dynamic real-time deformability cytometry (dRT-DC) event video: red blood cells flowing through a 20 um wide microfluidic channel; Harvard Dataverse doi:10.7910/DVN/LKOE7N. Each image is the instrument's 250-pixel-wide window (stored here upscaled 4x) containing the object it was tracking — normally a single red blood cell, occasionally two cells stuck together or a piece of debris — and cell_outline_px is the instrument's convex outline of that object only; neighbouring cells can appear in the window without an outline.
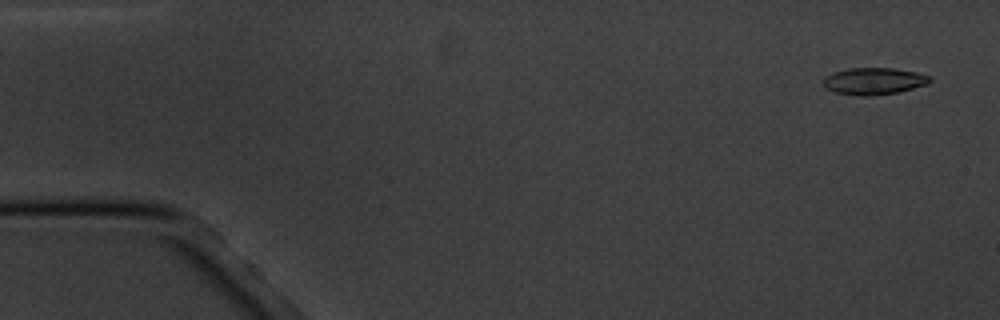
{"species": "common noctule bat (a hibernating species)", "species_latin": "Nyctalus noctula", "temperature_condition": "cold", "stored_images_in_passage": 10, "camera_frame_rate_fps": 3000, "um_per_image_px": 0.085, "animal": {"sex": "male", "body_mass_g": 20.1, "forearm_length_mm": 53.5}, "frame": {"image": 1, "passage_image": 1, "time_ms": 0.0, "image_size_px": [1000, 320], "cell_outline_px": [[932, 80], [928, 84], [896, 92], [868, 96], [860, 96], [836, 92], [824, 88], [824, 76], [832, 72], [848, 68], [892, 68], [916, 72], [932, 76]], "centroid_in_image_um": [74.27, 6.88], "position_along_channel_um": 10.7, "area_um2": 16.7}}
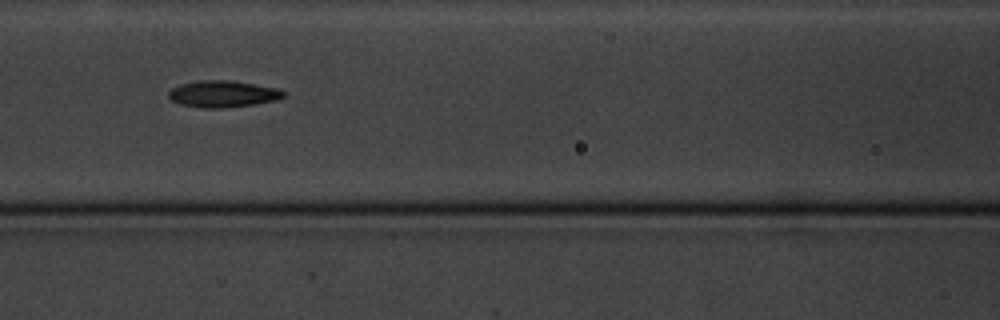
{"frame": {"image": 2, "passage_image": 7, "time_ms": 7.333, "image_size_px": [1000, 320], "cell_outline_px": [[284, 96], [276, 100], [256, 104], [224, 108], [204, 108], [180, 104], [172, 100], [168, 96], [168, 92], [172, 88], [180, 84], [200, 80], [232, 80], [276, 88], [284, 92]], "centroid_in_image_um": [18.92, 7.98], "position_along_channel_um": 147.7, "area_um2": 17.8}}
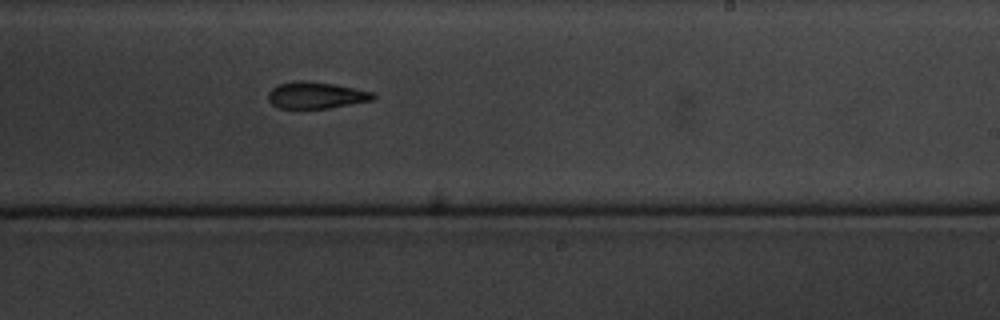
{"frame": {"image": 3, "passage_image": 10, "time_ms": 10.667, "image_size_px": [1000, 320], "cell_outline_px": [[376, 96], [372, 100], [328, 108], [280, 108], [272, 104], [268, 100], [268, 92], [272, 88], [280, 84], [296, 80], [308, 80], [356, 88], [372, 92]], "centroid_in_image_um": [26.84, 8.08], "position_along_channel_um": 262.2, "area_um2": 16.18}}